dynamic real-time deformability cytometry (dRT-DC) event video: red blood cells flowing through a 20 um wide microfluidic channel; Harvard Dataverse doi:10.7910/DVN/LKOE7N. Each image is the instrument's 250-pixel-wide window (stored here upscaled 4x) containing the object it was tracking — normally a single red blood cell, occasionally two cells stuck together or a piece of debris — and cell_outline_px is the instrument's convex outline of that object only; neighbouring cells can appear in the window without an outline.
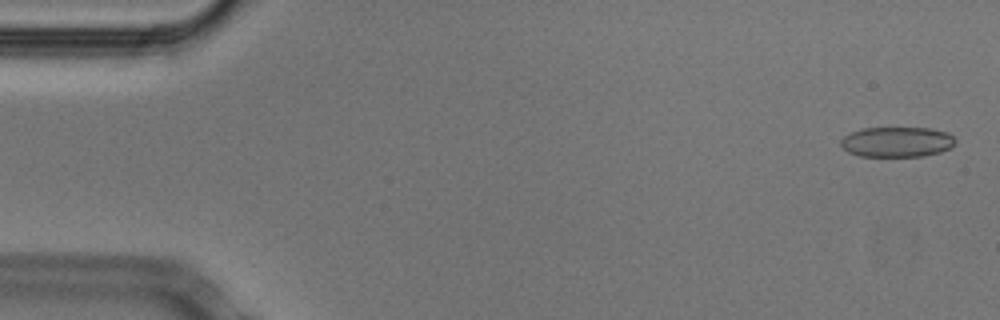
{"species": "Egyptian fruit bat (a non-hibernating species)", "species_latin": "Rousettus aegyptiacus", "temperature_condition": "cold", "stored_images_in_passage": 53, "camera_frame_rate_fps": 3000, "um_per_image_px": 0.085, "animal": {"sex": "male"}, "frame": {"image": 1, "passage_image": 2, "time_ms": 0.333, "image_size_px": [1000, 320], "cell_outline_px": [[956, 140], [952, 148], [940, 152], [924, 156], [860, 156], [848, 152], [840, 144], [840, 140], [844, 136], [852, 132], [864, 128], [928, 128], [948, 132]], "centroid_in_image_um": [76.26, 12.06], "position_along_channel_um": 8.7, "area_um2": 20.17}}
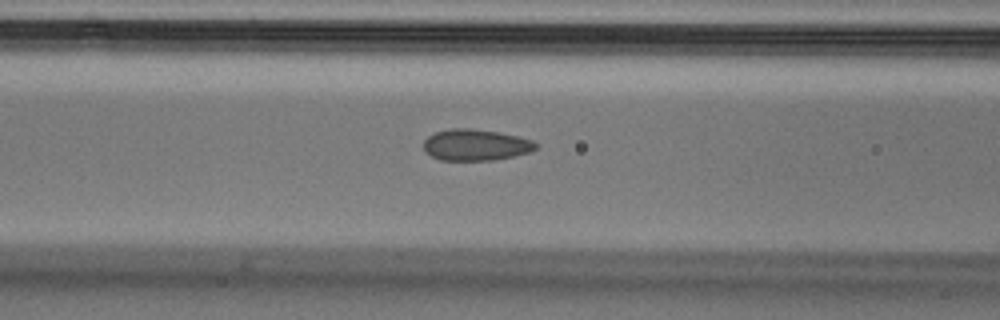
{"frame": {"image": 2, "passage_image": 21, "time_ms": 6.667, "image_size_px": [1000, 320], "cell_outline_px": [[540, 144], [536, 148], [528, 152], [512, 156], [492, 160], [440, 160], [424, 152], [424, 140], [428, 136], [436, 132], [448, 128], [472, 128], [500, 132], [532, 140]], "centroid_in_image_um": [40.41, 12.3], "position_along_channel_um": 126.2, "area_um2": 20.52}}
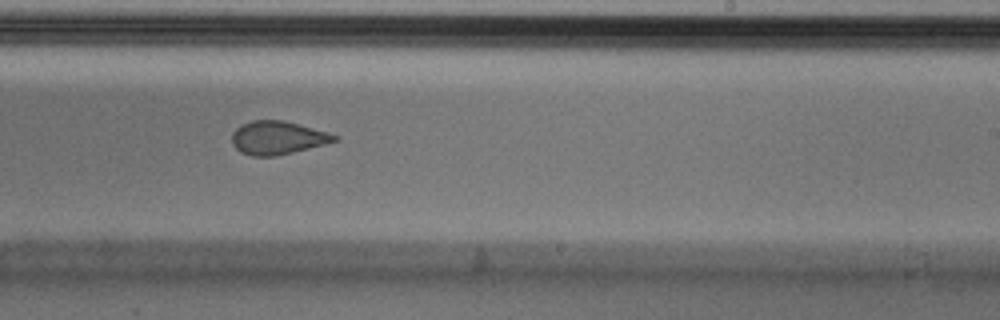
{"frame": {"image": 3, "passage_image": 32, "time_ms": 10.333, "image_size_px": [1000, 320], "cell_outline_px": [[340, 140], [276, 156], [252, 156], [240, 152], [232, 144], [232, 132], [236, 128], [252, 120], [284, 120], [328, 132], [340, 136]], "centroid_in_image_um": [23.6, 11.71], "position_along_channel_um": 265.4, "area_um2": 19.88}, "authors_computed_cell_mechanics": {"area_um2": 20.8658, "velocity_mm_per_s": 3.7935, "shape_relaxation_time_tau1_ms": null, "shape_relaxation_time_tau2_ms": 1.2193, "deformation_change_tau1": null, "deformation_change_tau2": 0.0635}}